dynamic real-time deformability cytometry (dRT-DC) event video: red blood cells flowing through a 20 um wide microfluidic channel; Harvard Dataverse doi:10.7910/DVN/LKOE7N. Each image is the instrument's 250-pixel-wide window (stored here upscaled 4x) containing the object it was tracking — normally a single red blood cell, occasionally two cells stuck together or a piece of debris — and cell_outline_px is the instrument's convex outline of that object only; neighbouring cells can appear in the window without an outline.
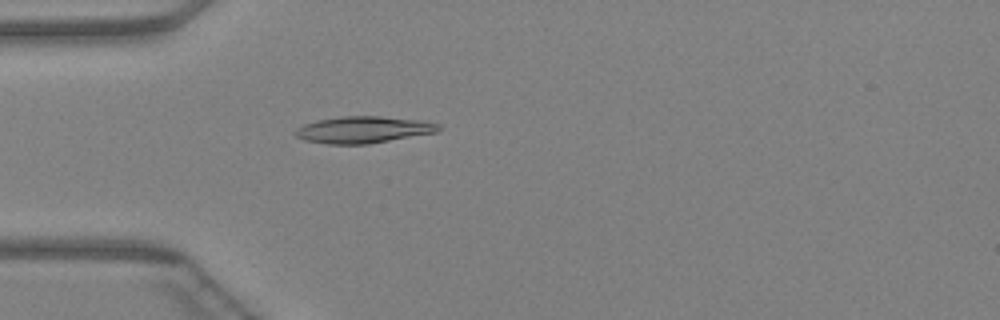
{"species": "Egyptian fruit bat (a non-hibernating species)", "species_latin": "Rousettus aegyptiacus", "temperature_condition": "warm", "stored_images_in_passage": 46, "camera_frame_rate_fps": 3000, "um_per_image_px": 0.085, "animal": {"sex": "female"}, "frame": {"image": 1, "passage_image": 14, "time_ms": 4.333, "image_size_px": [1000, 320], "cell_outline_px": [[440, 128], [436, 132], [368, 144], [328, 144], [304, 140], [296, 136], [292, 132], [296, 128], [304, 124], [316, 120], [344, 116], [380, 116], [420, 120], [440, 124]], "centroid_in_image_um": [30.83, 11.02], "position_along_channel_um": 54.2, "area_um2": 22.25}}
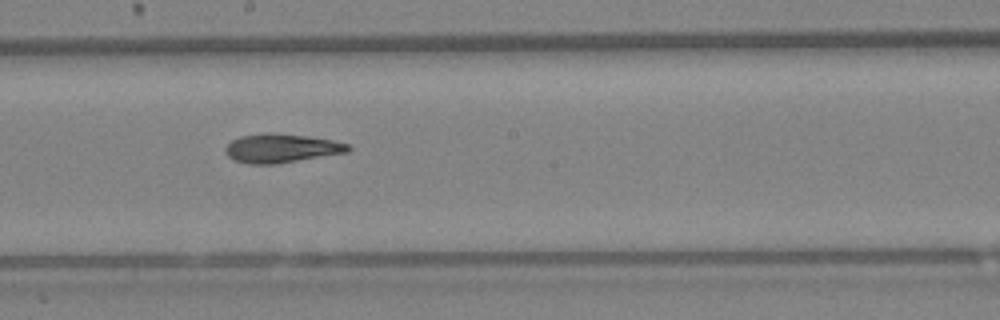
{"frame": {"image": 2, "passage_image": 26, "time_ms": 8.333, "image_size_px": [1000, 320], "cell_outline_px": [[352, 148], [348, 152], [276, 164], [248, 164], [232, 160], [224, 152], [224, 148], [232, 140], [240, 136], [264, 132], [308, 136], [332, 140], [348, 144]], "centroid_in_image_um": [23.88, 12.6], "position_along_channel_um": 224.3, "area_um2": 20.75}}
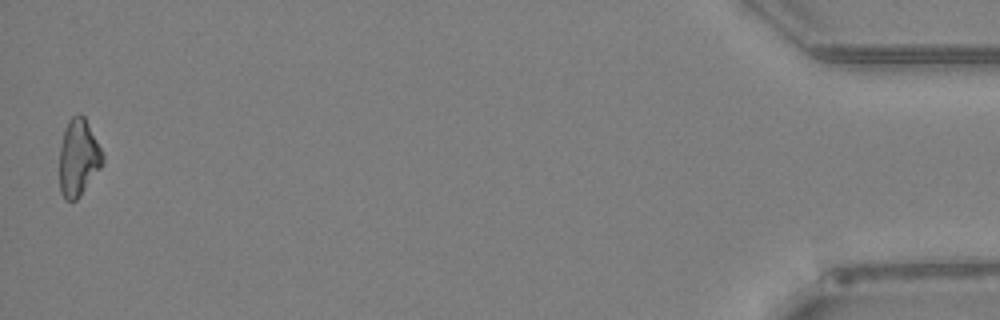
{"frame": {"image": 3, "passage_image": 46, "time_ms": 15.0, "image_size_px": [1000, 320], "cell_outline_px": [[104, 164], [80, 196], [76, 200], [64, 200], [60, 192], [60, 144], [64, 128], [68, 120], [72, 116], [80, 112], [84, 116], [104, 156]], "centroid_in_image_um": [6.66, 13.4], "position_along_channel_um": 428.5, "area_um2": 19.48}}